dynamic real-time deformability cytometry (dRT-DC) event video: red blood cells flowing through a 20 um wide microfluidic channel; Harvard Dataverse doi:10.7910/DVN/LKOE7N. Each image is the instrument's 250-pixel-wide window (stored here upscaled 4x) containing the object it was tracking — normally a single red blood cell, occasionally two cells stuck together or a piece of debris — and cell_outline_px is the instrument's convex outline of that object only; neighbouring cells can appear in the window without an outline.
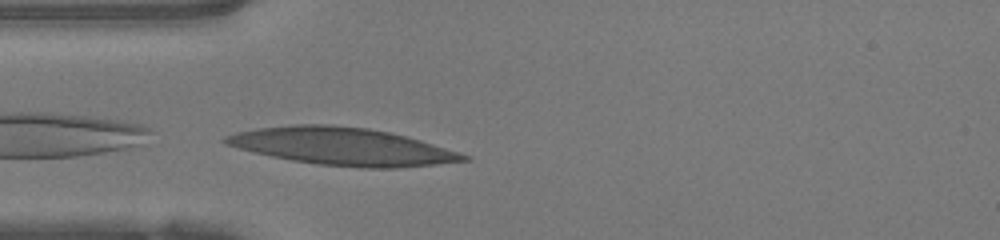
{"species": "human", "species_latin": "Homo sapiens", "temperature_condition": "warm", "stored_images_in_passage": 9, "camera_frame_rate_fps": 3000, "um_per_image_px": 0.085, "donor": {"sex": "female"}, "frame": {"image": 1, "passage_image": 9, "time_ms": 2.667, "image_size_px": [1000, 240], "cell_outline_px": [[472, 160], [436, 164], [396, 168], [364, 168], [320, 164], [292, 160], [272, 156], [224, 144], [220, 140], [224, 136], [236, 132], [256, 128], [292, 124], [332, 124], [368, 128], [388, 132], [420, 140], [460, 152], [472, 156]], "centroid_in_image_um": [29.11, 12.44], "position_along_channel_um": 55.9, "area_um2": 51.9}}